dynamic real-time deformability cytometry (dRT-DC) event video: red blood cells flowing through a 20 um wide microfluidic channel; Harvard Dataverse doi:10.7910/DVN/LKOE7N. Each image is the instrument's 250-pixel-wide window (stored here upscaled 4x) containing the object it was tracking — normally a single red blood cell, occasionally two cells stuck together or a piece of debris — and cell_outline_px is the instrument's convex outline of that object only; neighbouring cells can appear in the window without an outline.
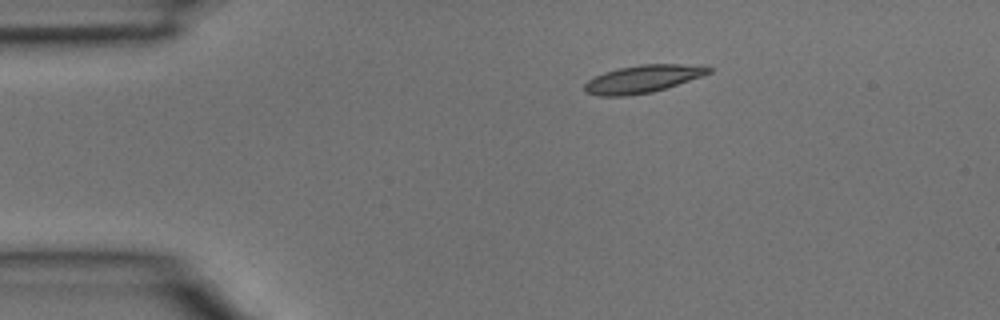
{"species": "common noctule bat (a hibernating species)", "species_latin": "Nyctalus noctula", "temperature_condition": "room temperature", "stored_images_in_passage": 2, "camera_frame_rate_fps": 3000, "um_per_image_px": 0.085, "animal": {"sex": "male", "body_mass_g": 15.6}, "frame": {"image": 1, "passage_image": 1, "time_ms": 0.0, "image_size_px": [1000, 320], "cell_outline_px": [[712, 72], [704, 76], [652, 92], [628, 96], [600, 96], [584, 92], [584, 84], [588, 80], [604, 72], [620, 68], [644, 64], [680, 64], [712, 68]], "centroid_in_image_um": [54.61, 6.72], "position_along_channel_um": 30.4, "area_um2": 19.83}}